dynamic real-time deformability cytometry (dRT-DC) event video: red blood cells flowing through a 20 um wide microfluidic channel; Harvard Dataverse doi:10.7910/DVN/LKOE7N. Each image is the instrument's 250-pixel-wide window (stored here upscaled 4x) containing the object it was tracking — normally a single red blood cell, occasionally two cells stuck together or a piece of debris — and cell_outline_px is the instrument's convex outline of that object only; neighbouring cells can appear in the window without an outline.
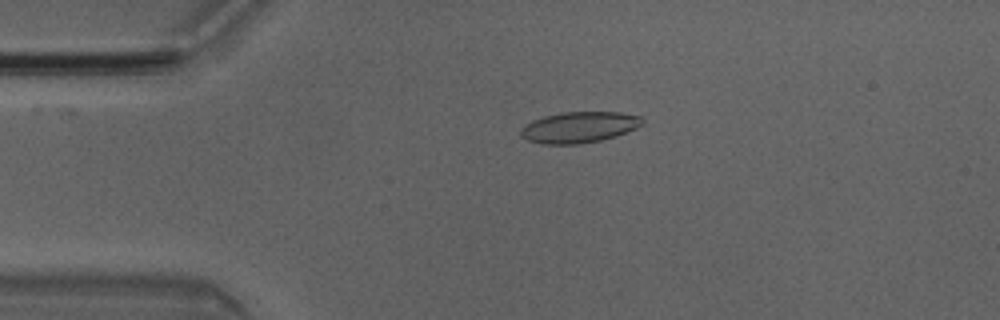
{"species": "Egyptian fruit bat (a non-hibernating species)", "species_latin": "Rousettus aegyptiacus", "temperature_condition": "room temperature", "stored_images_in_passage": 4, "camera_frame_rate_fps": 3000, "um_per_image_px": 0.085, "animal": {"sex": "male"}, "frame": {"image": 1, "passage_image": 3, "time_ms": 0.667, "image_size_px": [1000, 320], "cell_outline_px": [[644, 124], [636, 128], [616, 136], [600, 140], [580, 144], [544, 144], [528, 140], [520, 136], [520, 128], [524, 124], [532, 120], [544, 116], [564, 112], [620, 112], [640, 116], [644, 120]], "centroid_in_image_um": [49.21, 10.81], "position_along_channel_um": 35.8, "area_um2": 22.08}}